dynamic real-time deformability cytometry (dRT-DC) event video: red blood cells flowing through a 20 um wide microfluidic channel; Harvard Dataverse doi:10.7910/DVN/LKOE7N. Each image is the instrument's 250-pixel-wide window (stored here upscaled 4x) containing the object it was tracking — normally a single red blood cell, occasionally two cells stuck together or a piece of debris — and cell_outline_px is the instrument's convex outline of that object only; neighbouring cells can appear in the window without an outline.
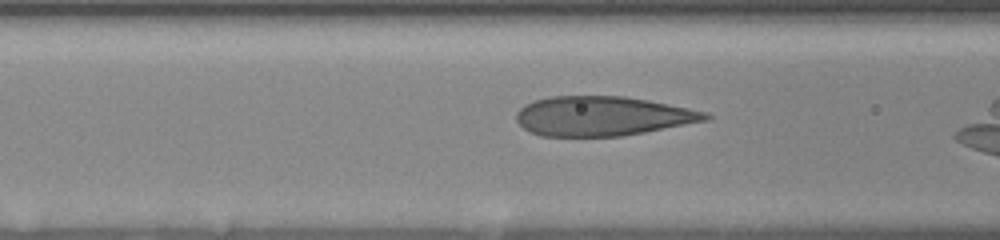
{"species": "human", "species_latin": "Homo sapiens", "temperature_condition": "room temperature", "stored_images_in_passage": 60, "camera_frame_rate_fps": 3000, "um_per_image_px": 0.085, "donor": {"sex": "female"}, "frame": {"image": 1, "passage_image": 25, "time_ms": 5.0, "image_size_px": [1000, 240], "cell_outline_px": [[712, 116], [708, 120], [644, 132], [620, 136], [540, 136], [528, 132], [516, 120], [516, 112], [524, 104], [536, 100], [552, 96], [624, 96], [648, 100], [708, 112]], "centroid_in_image_um": [51.18, 9.87], "position_along_channel_um": 115.4, "area_um2": 43.47}}
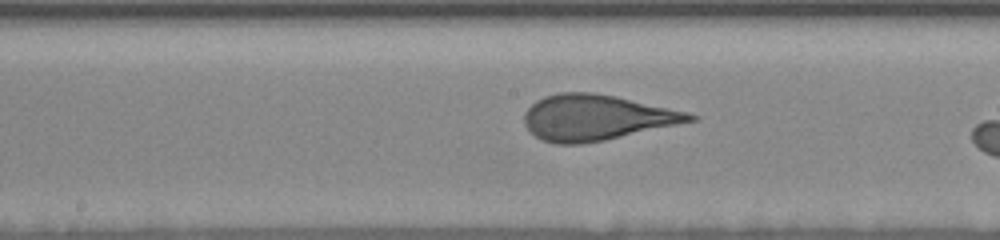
{"frame": {"image": 2, "passage_image": 37, "time_ms": 7.333, "image_size_px": [1000, 240], "cell_outline_px": [[700, 116], [696, 120], [604, 140], [580, 144], [552, 144], [536, 136], [524, 124], [524, 112], [536, 100], [544, 96], [556, 92], [592, 92], [616, 96], [688, 112]], "centroid_in_image_um": [50.66, 9.98], "position_along_channel_um": 197.5, "area_um2": 43.81}}
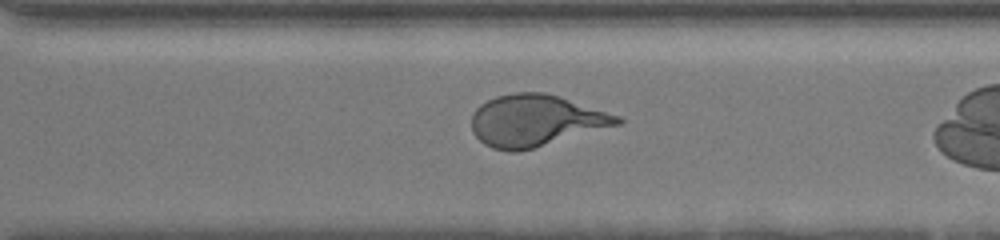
{"frame": {"image": 3, "passage_image": 56, "time_ms": 11.0, "image_size_px": [1000, 240], "cell_outline_px": [[624, 120], [620, 124], [532, 148], [516, 152], [512, 152], [492, 148], [484, 144], [472, 132], [472, 112], [480, 104], [496, 96], [516, 92], [544, 92], [620, 116]], "centroid_in_image_um": [45.48, 10.25], "position_along_channel_um": 325.1, "area_um2": 43.29}}